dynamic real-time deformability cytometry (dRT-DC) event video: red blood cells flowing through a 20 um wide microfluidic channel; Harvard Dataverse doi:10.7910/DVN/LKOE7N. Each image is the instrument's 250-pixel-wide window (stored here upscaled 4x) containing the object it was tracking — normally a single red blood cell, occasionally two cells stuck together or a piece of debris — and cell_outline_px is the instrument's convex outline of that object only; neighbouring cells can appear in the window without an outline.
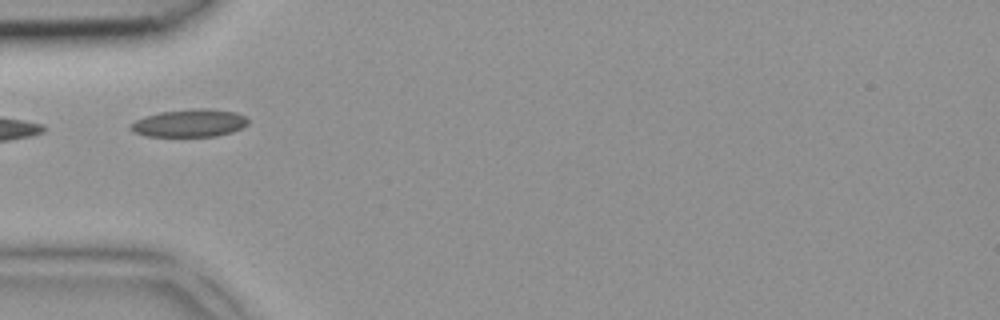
{"species": "common noctule bat (a hibernating species)", "species_latin": "Nyctalus noctula", "temperature_condition": "room temperature", "stored_images_in_passage": 5, "segment_of_instrument_passage": [2, 2], "camera_frame_rate_fps": 3000, "um_per_image_px": 0.085, "animal": {"sex": "female", "body_mass_g": 18.4}, "frame": {"image": 1, "passage_image": 5, "time_ms": 1.333, "image_size_px": [1000, 320], "cell_outline_px": [[248, 124], [232, 132], [216, 136], [144, 136], [132, 132], [128, 128], [136, 120], [160, 112], [196, 108], [208, 108], [236, 112], [244, 116], [248, 120]], "centroid_in_image_um": [16.11, 10.46], "position_along_channel_um": 68.9, "area_um2": 18.9}}